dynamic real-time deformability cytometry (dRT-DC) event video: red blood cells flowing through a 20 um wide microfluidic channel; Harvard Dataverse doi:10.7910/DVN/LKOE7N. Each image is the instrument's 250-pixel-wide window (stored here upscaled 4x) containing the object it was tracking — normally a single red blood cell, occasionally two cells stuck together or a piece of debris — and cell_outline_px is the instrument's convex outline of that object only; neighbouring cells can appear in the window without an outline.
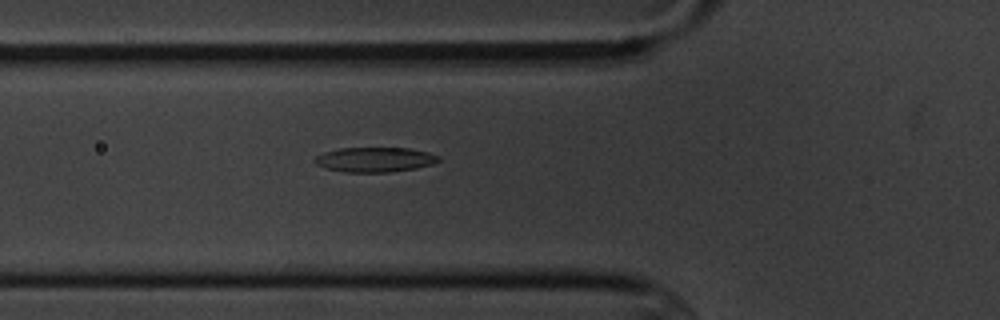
{"species": "common noctule bat (a hibernating species)", "species_latin": "Nyctalus noctula", "temperature_condition": "cold", "stored_images_in_passage": 5, "camera_frame_rate_fps": 3000, "um_per_image_px": 0.085, "animal": {"sex": "male", "body_mass_g": 20.1, "forearm_length_mm": 53.5}, "frame": {"image": 1, "passage_image": 5, "time_ms": 5.333, "image_size_px": [1000, 320], "cell_outline_px": [[440, 160], [432, 164], [416, 168], [388, 172], [344, 172], [324, 168], [316, 164], [312, 160], [316, 156], [324, 152], [340, 148], [408, 148], [428, 152], [440, 156]], "centroid_in_image_um": [31.84, 13.56], "position_along_channel_um": 94.0, "area_um2": 17.92}}